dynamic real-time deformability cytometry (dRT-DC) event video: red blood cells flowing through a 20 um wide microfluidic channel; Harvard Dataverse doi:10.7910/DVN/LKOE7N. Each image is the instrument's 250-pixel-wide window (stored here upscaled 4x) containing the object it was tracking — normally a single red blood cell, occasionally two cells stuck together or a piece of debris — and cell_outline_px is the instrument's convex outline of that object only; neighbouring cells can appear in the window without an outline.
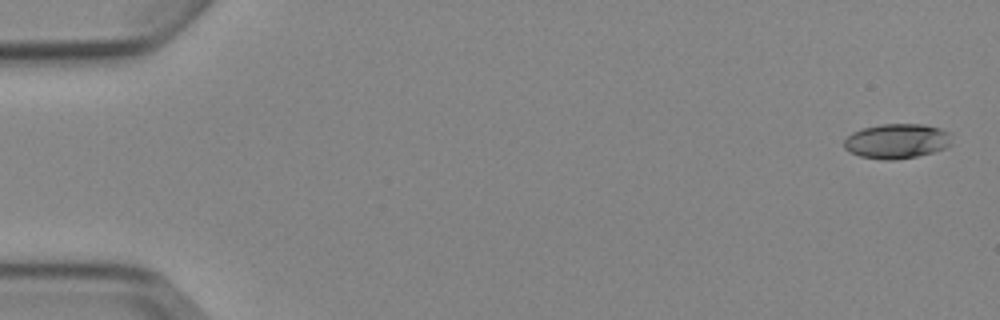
{"species": "Egyptian fruit bat (a non-hibernating species)", "species_latin": "Rousettus aegyptiacus", "temperature_condition": "cold", "stored_images_in_passage": 6, "camera_frame_rate_fps": 3000, "um_per_image_px": 0.085, "animal": {"sex": "female"}, "frame": {"image": 1, "passage_image": 1, "time_ms": 0.0, "image_size_px": [1000, 320], "cell_outline_px": [[952, 144], [944, 148], [932, 152], [916, 156], [892, 160], [884, 160], [860, 156], [848, 152], [844, 148], [844, 140], [852, 132], [864, 128], [880, 124], [924, 124], [940, 128], [948, 132]], "centroid_in_image_um": [76.21, 11.99], "position_along_channel_um": 8.8, "area_um2": 21.79}}
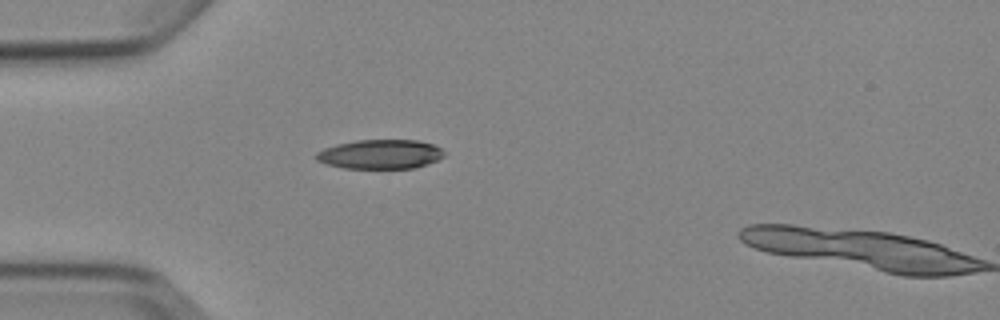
{"frame": {"image": 2, "passage_image": 5, "time_ms": 4.667, "image_size_px": [1000, 320], "cell_outline_px": [[444, 156], [428, 164], [412, 168], [344, 168], [324, 164], [316, 160], [312, 156], [316, 152], [324, 148], [336, 144], [356, 140], [416, 140], [432, 144], [440, 148], [444, 152]], "centroid_in_image_um": [32.26, 13.11], "position_along_channel_um": 52.7, "area_um2": 21.96}}